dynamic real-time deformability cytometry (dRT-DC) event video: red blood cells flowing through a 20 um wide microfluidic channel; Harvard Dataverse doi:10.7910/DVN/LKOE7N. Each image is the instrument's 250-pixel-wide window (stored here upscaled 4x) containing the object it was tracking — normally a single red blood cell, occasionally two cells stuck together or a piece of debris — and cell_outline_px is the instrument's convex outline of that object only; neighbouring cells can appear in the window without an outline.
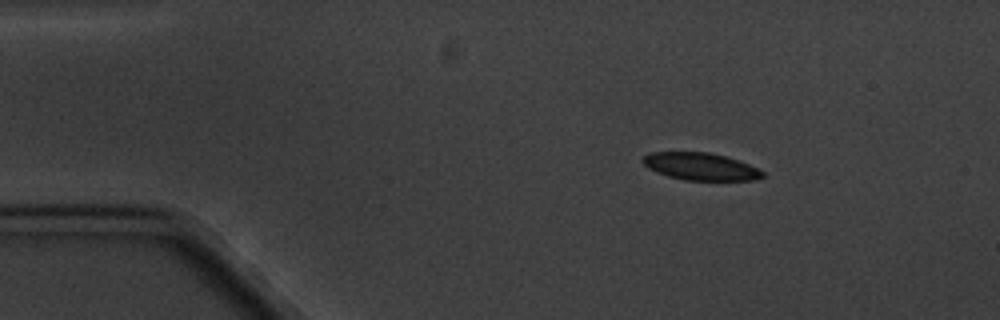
{"species": "common noctule bat (a hibernating species)", "species_latin": "Nyctalus noctula", "temperature_condition": "cold", "stored_images_in_passage": 5, "camera_frame_rate_fps": 3000, "um_per_image_px": 0.085, "animal": {"sex": "male", "body_mass_g": 20.1, "forearm_length_mm": 53.5}, "frame": {"image": 1, "passage_image": 2, "time_ms": 1.0, "image_size_px": [1000, 320], "cell_outline_px": [[764, 176], [756, 180], [684, 180], [668, 176], [656, 172], [648, 168], [640, 160], [648, 152], [708, 152], [724, 156], [748, 164], [764, 172]], "centroid_in_image_um": [59.5, 14.15], "position_along_channel_um": 25.5, "area_um2": 19.02}}
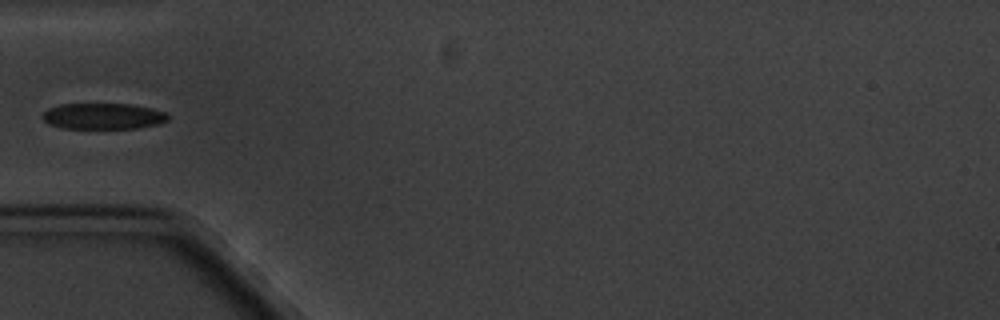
{"frame": {"image": 2, "passage_image": 5, "time_ms": 4.333, "image_size_px": [1000, 320], "cell_outline_px": [[168, 120], [156, 124], [136, 128], [60, 128], [48, 124], [40, 116], [48, 108], [60, 104], [132, 104], [152, 108], [164, 112], [168, 116]], "centroid_in_image_um": [8.72, 9.87], "position_along_channel_um": 76.3, "area_um2": 19.02}}